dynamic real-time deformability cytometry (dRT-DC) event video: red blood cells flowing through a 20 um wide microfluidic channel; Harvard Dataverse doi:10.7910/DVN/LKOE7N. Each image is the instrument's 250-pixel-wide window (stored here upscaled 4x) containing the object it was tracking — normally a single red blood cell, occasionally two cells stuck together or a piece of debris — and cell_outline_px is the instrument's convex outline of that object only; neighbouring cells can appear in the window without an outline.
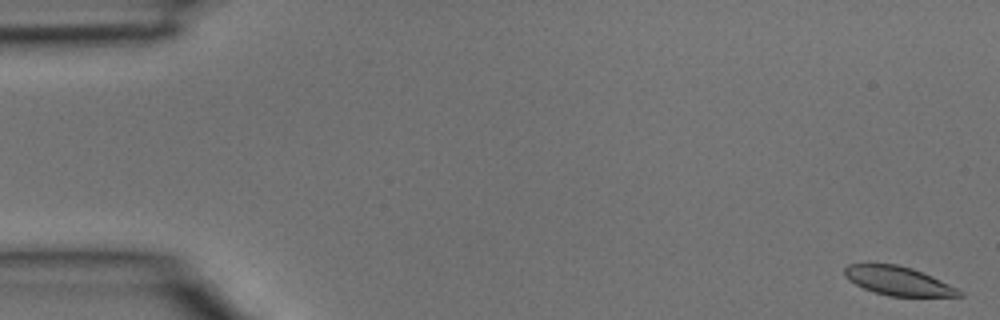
{"species": "common noctule bat (a hibernating species)", "species_latin": "Nyctalus noctula", "temperature_condition": "room temperature", "stored_images_in_passage": 39, "camera_frame_rate_fps": 3000, "um_per_image_px": 0.085, "animal": {"sex": "male", "body_mass_g": 15.6}, "frame": {"image": 1, "passage_image": 1, "time_ms": 0.0, "image_size_px": [1000, 320], "cell_outline_px": [[964, 296], [888, 296], [864, 288], [848, 280], [844, 276], [844, 268], [848, 264], [896, 264], [912, 268], [932, 276], [964, 292]], "centroid_in_image_um": [76.34, 23.87], "position_along_channel_um": 8.7, "area_um2": 19.07}}
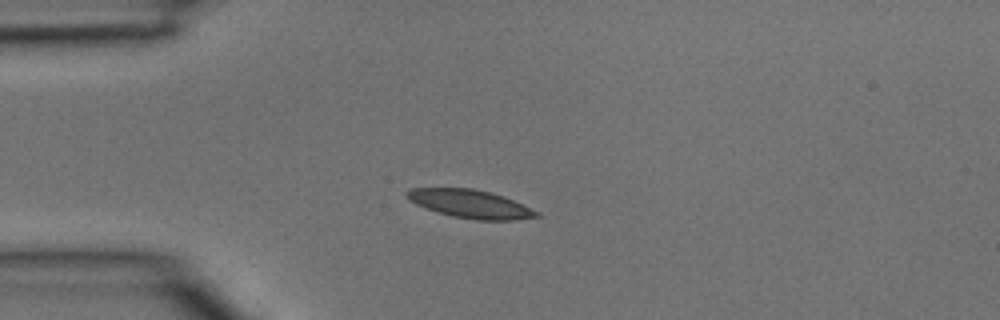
{"frame": {"image": 2, "passage_image": 10, "time_ms": 3.0, "image_size_px": [1000, 320], "cell_outline_px": [[540, 216], [516, 220], [476, 220], [452, 216], [416, 204], [408, 200], [404, 196], [404, 192], [408, 188], [472, 188], [504, 196], [540, 212]], "centroid_in_image_um": [39.96, 17.32], "position_along_channel_um": 45.0, "area_um2": 21.33}}
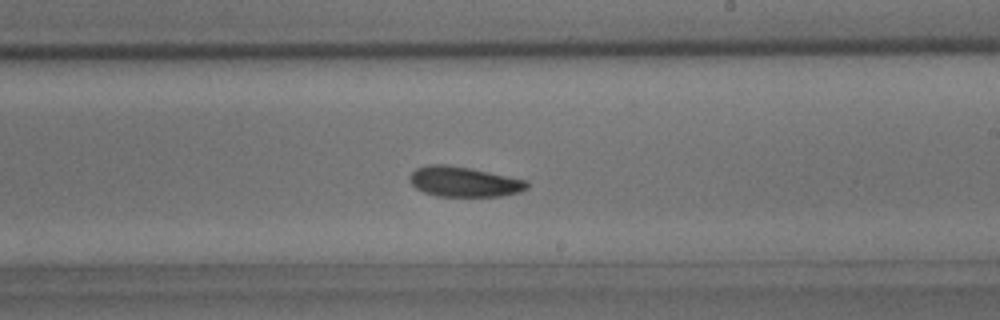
{"frame": {"image": 3, "passage_image": 23, "time_ms": 7.333, "image_size_px": [1000, 320], "cell_outline_px": [[528, 188], [520, 192], [500, 196], [436, 196], [424, 192], [416, 188], [412, 184], [408, 176], [416, 168], [428, 164], [448, 164], [528, 180]], "centroid_in_image_um": [39.42, 15.44], "position_along_channel_um": 249.6, "area_um2": 20.58}}